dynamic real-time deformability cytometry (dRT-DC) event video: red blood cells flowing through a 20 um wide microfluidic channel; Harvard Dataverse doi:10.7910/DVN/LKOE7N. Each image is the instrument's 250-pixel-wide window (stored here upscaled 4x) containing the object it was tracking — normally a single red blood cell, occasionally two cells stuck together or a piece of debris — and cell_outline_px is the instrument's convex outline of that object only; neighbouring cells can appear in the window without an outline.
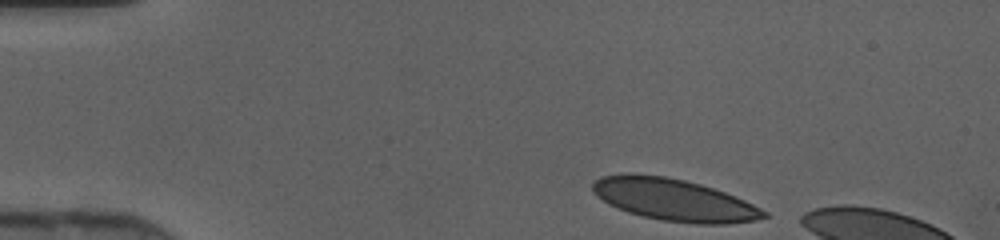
{"species": "human", "species_latin": "Homo sapiens", "temperature_condition": "cold", "stored_images_in_passage": 7, "camera_frame_rate_fps": 3000, "um_per_image_px": 0.085, "donor": {"sex": "female"}, "frame": {"image": 1, "passage_image": 1, "time_ms": 0.0, "image_size_px": [1000, 240], "cell_outline_px": [[768, 216], [756, 220], [728, 224], [696, 224], [660, 220], [628, 212], [608, 204], [596, 196], [592, 192], [592, 184], [600, 176], [628, 172], [632, 172], [664, 176], [684, 180], [700, 184], [724, 192], [744, 200], [768, 212]], "centroid_in_image_um": [57.25, 16.97], "position_along_channel_um": 27.8, "area_um2": 42.08}}